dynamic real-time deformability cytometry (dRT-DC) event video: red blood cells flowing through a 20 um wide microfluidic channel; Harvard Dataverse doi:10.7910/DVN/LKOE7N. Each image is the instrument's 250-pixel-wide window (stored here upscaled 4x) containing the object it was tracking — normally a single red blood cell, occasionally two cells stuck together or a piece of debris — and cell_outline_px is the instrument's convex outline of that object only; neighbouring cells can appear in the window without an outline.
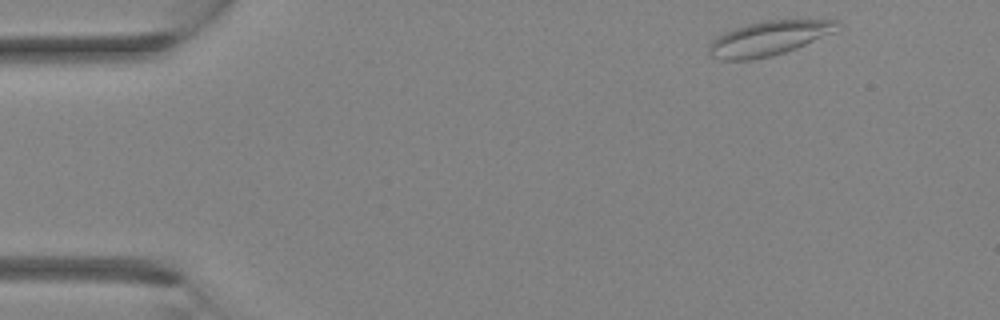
{"species": "Egyptian fruit bat (a non-hibernating species)", "species_latin": "Rousettus aegyptiacus", "temperature_condition": "room temperature", "stored_images_in_passage": 3, "camera_frame_rate_fps": 3000, "um_per_image_px": 0.085, "animal": {"sex": "female"}, "frame": {"image": 1, "passage_image": 1, "time_ms": 0.0, "image_size_px": [1000, 320], "cell_outline_px": [[840, 24], [836, 32], [796, 48], [784, 52], [768, 56], [748, 60], [720, 60], [712, 56], [708, 52], [708, 48], [712, 40], [716, 36], [732, 28], [764, 20], [840, 20]], "centroid_in_image_um": [65.34, 3.24], "position_along_channel_um": 19.7, "area_um2": 25.78}}